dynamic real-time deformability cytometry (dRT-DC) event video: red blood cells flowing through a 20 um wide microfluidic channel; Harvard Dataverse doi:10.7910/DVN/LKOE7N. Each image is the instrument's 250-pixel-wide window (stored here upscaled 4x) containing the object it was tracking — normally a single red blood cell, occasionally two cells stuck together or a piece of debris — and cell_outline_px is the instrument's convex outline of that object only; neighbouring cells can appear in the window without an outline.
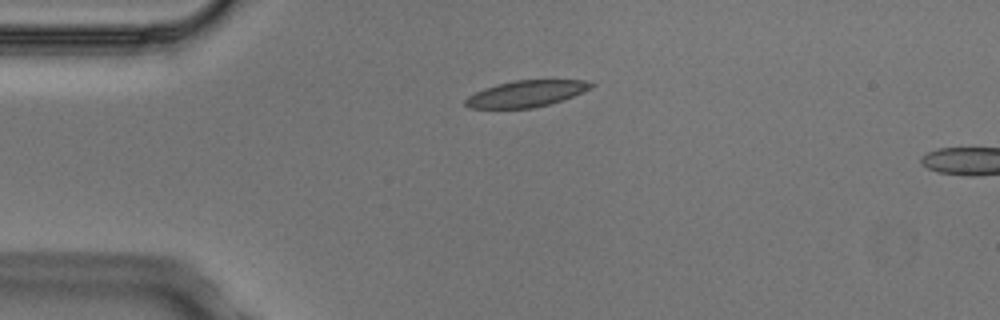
{"species": "Egyptian fruit bat (a non-hibernating species)", "species_latin": "Rousettus aegyptiacus", "temperature_condition": "cold", "stored_images_in_passage": 4, "camera_frame_rate_fps": 3000, "um_per_image_px": 0.085, "animal": {"sex": "male"}, "frame": {"image": 1, "passage_image": 3, "time_ms": 0.667, "image_size_px": [1000, 320], "cell_outline_px": [[596, 84], [592, 88], [564, 100], [532, 108], [468, 108], [464, 104], [464, 100], [468, 96], [484, 88], [496, 84], [516, 80], [588, 80]], "centroid_in_image_um": [44.75, 7.96], "position_along_channel_um": 40.3, "area_um2": 19.42}}